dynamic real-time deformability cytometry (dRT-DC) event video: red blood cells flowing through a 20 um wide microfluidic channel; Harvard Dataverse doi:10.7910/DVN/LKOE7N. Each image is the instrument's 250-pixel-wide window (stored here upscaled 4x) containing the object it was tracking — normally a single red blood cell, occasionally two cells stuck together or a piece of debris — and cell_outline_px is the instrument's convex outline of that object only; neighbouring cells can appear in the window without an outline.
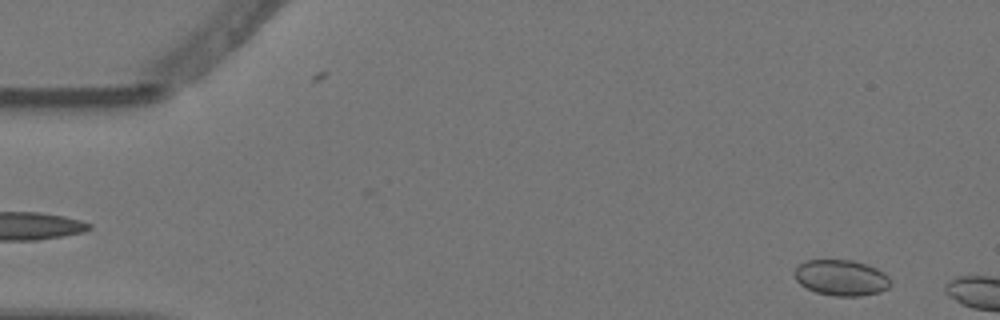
{"species": "Egyptian fruit bat (a non-hibernating species)", "species_latin": "Rousettus aegyptiacus", "temperature_condition": "warm", "stored_images_in_passage": 3, "segment_of_instrument_passage": [2, 2], "camera_frame_rate_fps": 3000, "um_per_image_px": 0.085, "animal": {"sex": "female"}, "frame": {"image": 1, "passage_image": 3, "time_ms": 0.667, "image_size_px": [1000, 320], "cell_outline_px": [[892, 284], [888, 288], [880, 292], [860, 296], [836, 296], [816, 292], [800, 284], [796, 280], [792, 272], [800, 264], [808, 260], [852, 260], [868, 264], [884, 272], [892, 280]], "centroid_in_image_um": [71.54, 23.6], "position_along_channel_um": 13.5, "area_um2": 20.23}}